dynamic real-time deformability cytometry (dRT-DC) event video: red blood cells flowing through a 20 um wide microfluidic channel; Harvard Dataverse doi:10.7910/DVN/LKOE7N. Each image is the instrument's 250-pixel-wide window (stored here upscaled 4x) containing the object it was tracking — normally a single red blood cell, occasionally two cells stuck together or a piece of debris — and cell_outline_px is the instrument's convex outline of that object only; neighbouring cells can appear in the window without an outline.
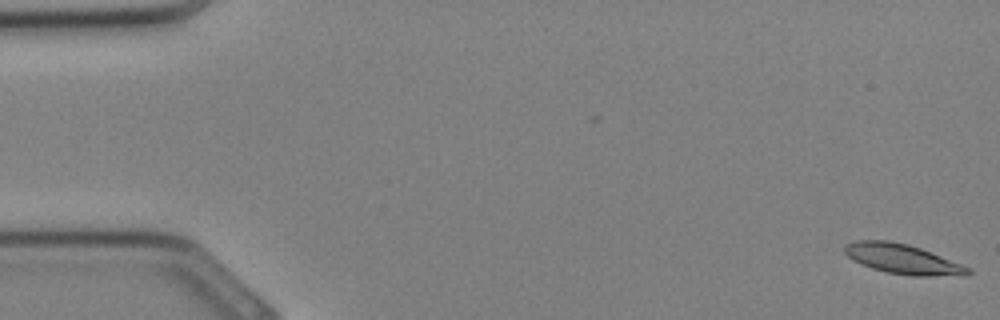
{"species": "Egyptian fruit bat (a non-hibernating species)", "species_latin": "Rousettus aegyptiacus", "temperature_condition": "cold", "stored_images_in_passage": 34, "camera_frame_rate_fps": 3000, "um_per_image_px": 0.085, "animal": {"sex": "female"}, "frame": {"image": 1, "passage_image": 1, "time_ms": 0.0, "image_size_px": [1000, 320], "cell_outline_px": [[972, 272], [968, 276], [912, 276], [888, 272], [872, 268], [860, 264], [852, 260], [844, 252], [844, 244], [856, 240], [888, 240], [908, 244], [920, 248], [972, 268]], "centroid_in_image_um": [76.74, 22.02], "position_along_channel_um": 8.3, "area_um2": 21.62}}
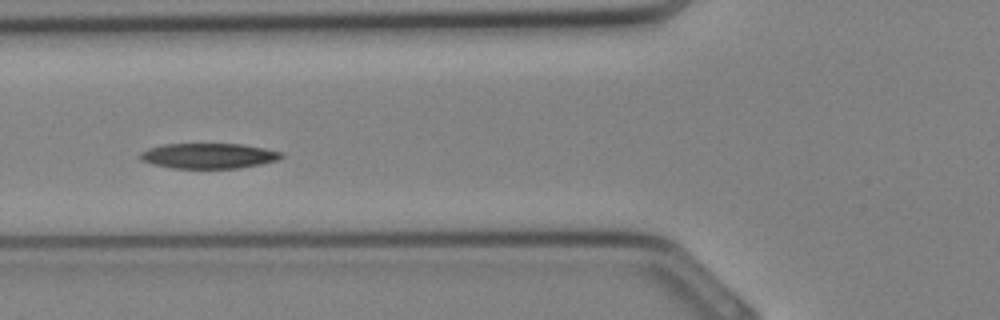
{"frame": {"image": 2, "passage_image": 13, "time_ms": 4.0, "image_size_px": [1000, 320], "cell_outline_px": [[284, 156], [276, 160], [260, 164], [240, 168], [172, 168], [140, 160], [136, 156], [140, 152], [148, 148], [164, 144], [240, 144], [264, 148], [280, 152]], "centroid_in_image_um": [17.68, 13.24], "position_along_channel_um": 108.1, "area_um2": 20.69}}
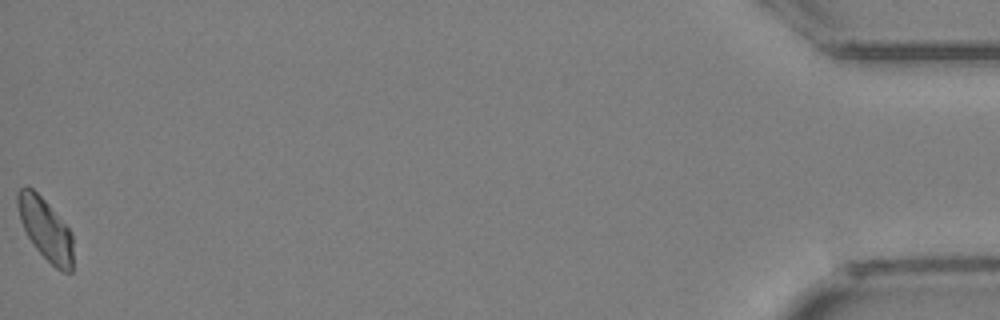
{"frame": {"image": 3, "passage_image": 34, "time_ms": 11.0, "image_size_px": [1000, 320], "cell_outline_px": [[72, 272], [64, 272], [56, 268], [36, 248], [28, 236], [20, 220], [16, 204], [16, 192], [24, 184], [32, 188], [44, 200], [68, 228], [72, 236]], "centroid_in_image_um": [3.83, 19.44], "position_along_channel_um": 431.4, "area_um2": 19.65}}